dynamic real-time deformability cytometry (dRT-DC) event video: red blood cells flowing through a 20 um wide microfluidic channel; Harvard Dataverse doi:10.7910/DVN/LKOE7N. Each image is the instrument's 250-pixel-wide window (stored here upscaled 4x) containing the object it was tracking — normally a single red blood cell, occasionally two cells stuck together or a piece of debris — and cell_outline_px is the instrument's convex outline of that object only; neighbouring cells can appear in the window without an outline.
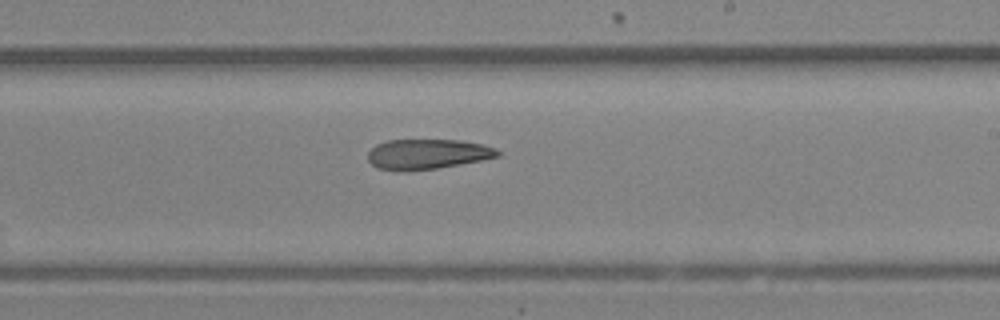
{"species": "Egyptian fruit bat (a non-hibernating species)", "species_latin": "Rousettus aegyptiacus", "temperature_condition": "room temperature", "stored_images_in_passage": 18, "camera_frame_rate_fps": 3000, "um_per_image_px": 0.085, "animal": {"sex": "female"}, "frame": {"image": 1, "passage_image": 11, "time_ms": 3.333, "image_size_px": [1000, 320], "cell_outline_px": [[500, 156], [480, 160], [436, 168], [376, 168], [368, 160], [368, 152], [376, 144], [388, 140], [460, 140], [480, 144], [496, 148], [500, 152]], "centroid_in_image_um": [36.36, 13.05], "position_along_channel_um": 252.6, "area_um2": 21.85}}
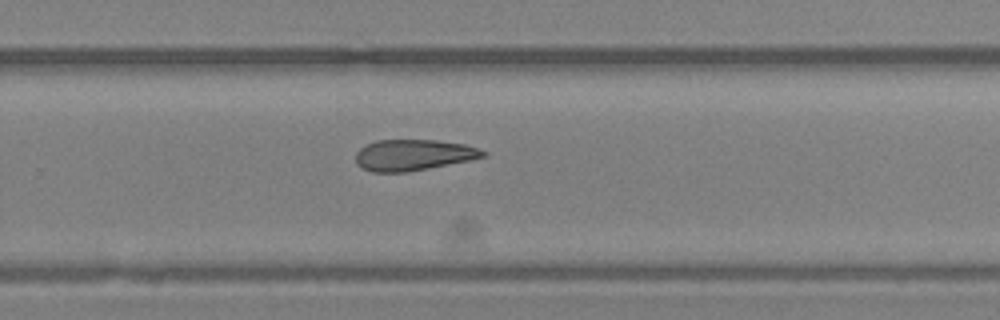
{"frame": {"image": 2, "passage_image": 13, "time_ms": 4.0, "image_size_px": [1000, 320], "cell_outline_px": [[488, 156], [408, 172], [372, 172], [360, 168], [356, 164], [356, 152], [364, 144], [376, 140], [436, 140], [464, 144], [488, 152]], "centroid_in_image_um": [35.09, 13.17], "position_along_channel_um": 294.7, "area_um2": 23.12}}